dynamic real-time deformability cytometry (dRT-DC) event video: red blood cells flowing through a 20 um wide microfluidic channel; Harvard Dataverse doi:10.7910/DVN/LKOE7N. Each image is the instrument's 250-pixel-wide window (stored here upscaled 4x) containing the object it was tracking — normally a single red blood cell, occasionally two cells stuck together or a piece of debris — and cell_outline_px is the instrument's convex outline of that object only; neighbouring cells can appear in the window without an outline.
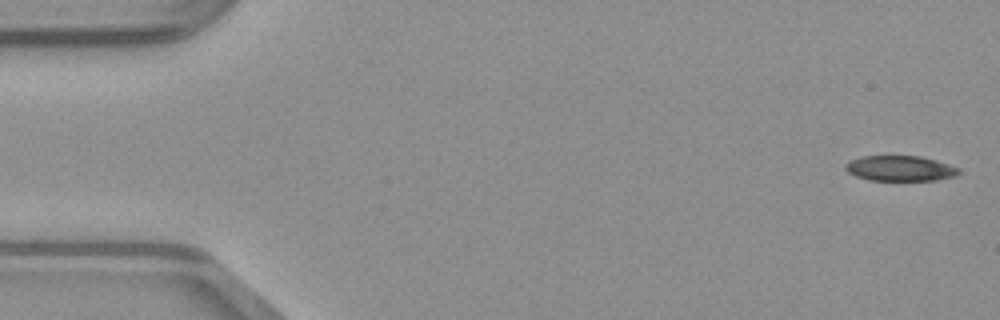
{"species": "common noctule bat (a hibernating species)", "species_latin": "Nyctalus noctula", "temperature_condition": "warm", "stored_images_in_passage": 48, "camera_frame_rate_fps": 3000, "um_per_image_px": 0.085, "animal": {"sex": "male", "body_mass_g": 23.1, "forearm_length_mm": 52.7}, "frame": {"image": 1, "passage_image": 1, "time_ms": 0.0, "image_size_px": [1000, 320], "cell_outline_px": [[960, 172], [956, 176], [936, 180], [868, 180], [856, 176], [848, 172], [844, 168], [844, 164], [860, 156], [920, 156], [936, 160], [960, 168]], "centroid_in_image_um": [76.51, 14.31], "position_along_channel_um": 8.5, "area_um2": 16.76}}
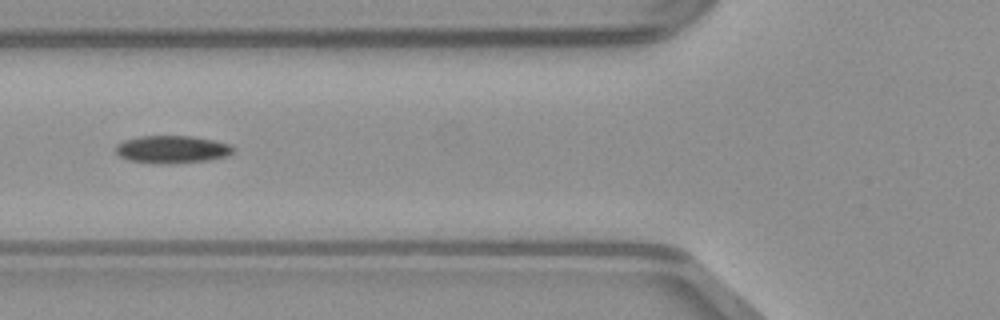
{"frame": {"image": 2, "passage_image": 18, "time_ms": 5.667, "image_size_px": [1000, 320], "cell_outline_px": [[236, 152], [228, 156], [208, 160], [160, 164], [152, 164], [128, 160], [120, 156], [116, 152], [116, 144], [124, 140], [140, 136], [192, 136], [216, 140], [232, 144], [236, 148]], "centroid_in_image_um": [14.68, 12.69], "position_along_channel_um": 111.1, "area_um2": 19.25}}
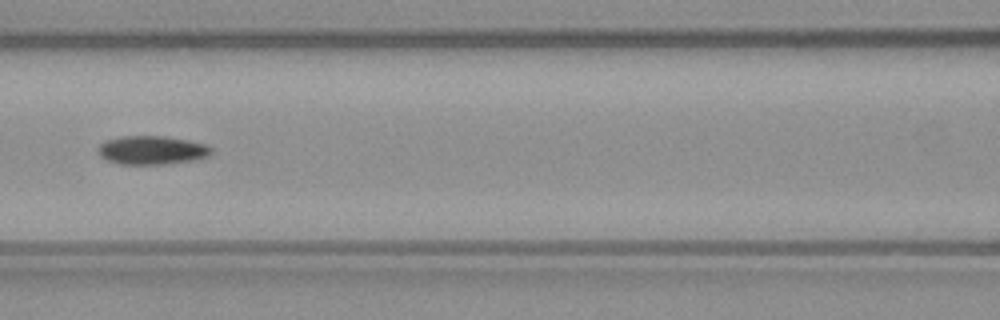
{"frame": {"image": 3, "passage_image": 21, "time_ms": 6.667, "image_size_px": [1000, 320], "cell_outline_px": [[212, 152], [208, 156], [196, 160], [164, 164], [120, 164], [108, 160], [100, 156], [96, 148], [104, 140], [120, 136], [164, 136], [188, 140], [204, 144], [212, 148]], "centroid_in_image_um": [12.88, 12.76], "position_along_channel_um": 153.7, "area_um2": 19.02}}